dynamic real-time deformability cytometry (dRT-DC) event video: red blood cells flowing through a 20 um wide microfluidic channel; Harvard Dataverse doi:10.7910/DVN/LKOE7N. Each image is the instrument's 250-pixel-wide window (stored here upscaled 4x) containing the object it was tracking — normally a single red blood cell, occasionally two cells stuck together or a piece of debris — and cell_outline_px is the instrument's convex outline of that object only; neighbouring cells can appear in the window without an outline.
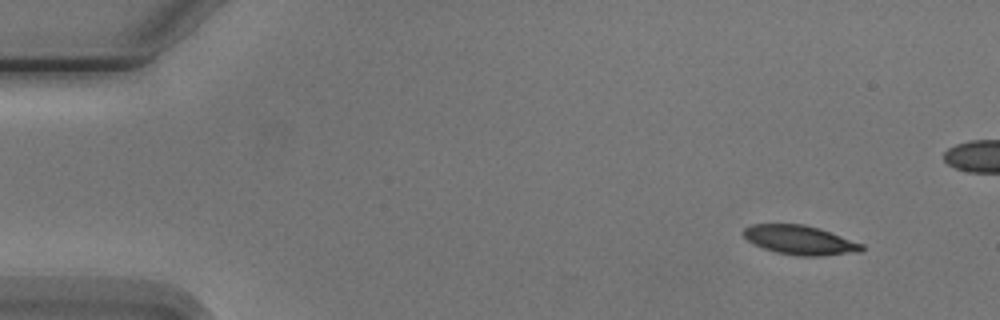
{"species": "Egyptian fruit bat (a non-hibernating species)", "species_latin": "Rousettus aegyptiacus", "temperature_condition": "cold", "stored_images_in_passage": 5, "camera_frame_rate_fps": 3000, "um_per_image_px": 0.085, "animal": {"sex": "male"}, "frame": {"image": 1, "passage_image": 1, "time_ms": 0.0, "image_size_px": [1000, 320], "cell_outline_px": [[864, 248], [860, 252], [824, 256], [796, 256], [776, 252], [752, 244], [740, 232], [744, 228], [752, 224], [804, 224], [820, 228], [864, 244]], "centroid_in_image_um": [67.99, 20.41], "position_along_channel_um": 17.0, "area_um2": 20.4}}